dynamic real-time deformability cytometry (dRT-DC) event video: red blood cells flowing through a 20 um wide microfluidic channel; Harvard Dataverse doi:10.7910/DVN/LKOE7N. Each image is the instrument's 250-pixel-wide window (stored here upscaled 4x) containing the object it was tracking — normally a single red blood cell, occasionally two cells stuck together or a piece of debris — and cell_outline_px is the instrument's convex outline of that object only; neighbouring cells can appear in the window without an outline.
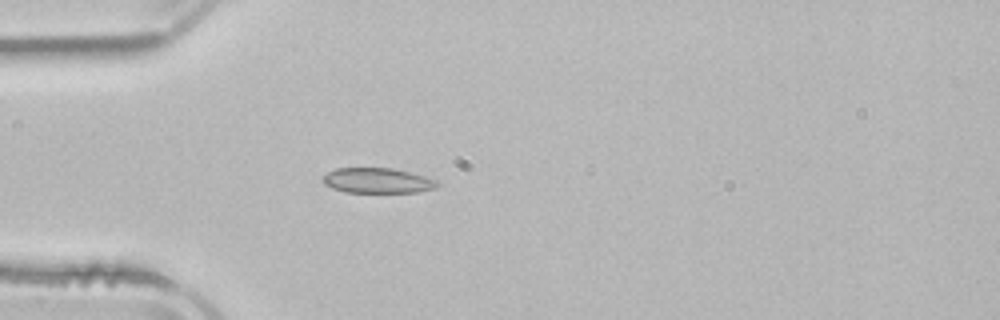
{"species": "common noctule bat (a hibernating species)", "species_latin": "Nyctalus noctula", "temperature_condition": "room temperature", "stored_images_in_passage": 3, "camera_frame_rate_fps": 3000, "um_per_image_px": 0.085, "animal": {"sex": "male", "body_mass_g": 21.5, "forearm_length_mm": 52.0}, "frame": {"image": 1, "passage_image": 3, "time_ms": 4.0, "image_size_px": [1000, 320], "cell_outline_px": [[440, 184], [436, 188], [416, 192], [344, 192], [332, 188], [324, 184], [320, 180], [328, 172], [336, 168], [392, 168], [424, 176], [436, 180]], "centroid_in_image_um": [32.06, 15.35], "position_along_channel_um": 52.9, "area_um2": 16.76}}